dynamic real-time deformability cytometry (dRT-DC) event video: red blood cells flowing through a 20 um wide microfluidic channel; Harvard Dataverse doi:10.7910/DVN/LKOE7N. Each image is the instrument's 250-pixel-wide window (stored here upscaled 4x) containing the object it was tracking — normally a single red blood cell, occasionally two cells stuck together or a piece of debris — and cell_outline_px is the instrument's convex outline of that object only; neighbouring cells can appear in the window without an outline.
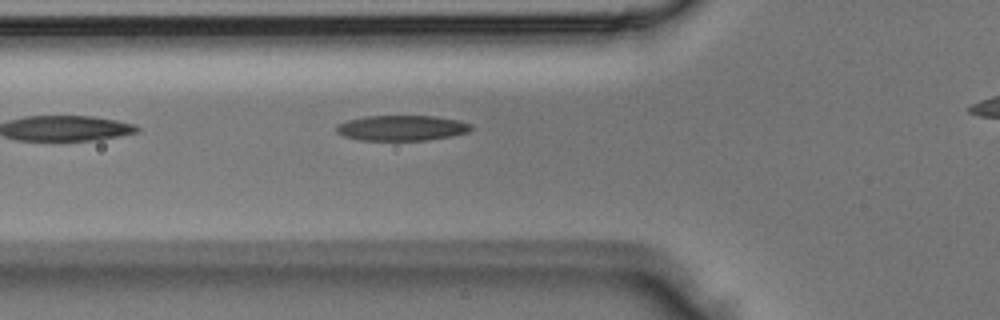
{"species": "Egyptian fruit bat (a non-hibernating species)", "species_latin": "Rousettus aegyptiacus", "temperature_condition": "room temperature", "stored_images_in_passage": 5, "camera_frame_rate_fps": 3000, "um_per_image_px": 0.085, "animal": {"sex": "male"}, "frame": {"image": 1, "passage_image": 4, "time_ms": 1.0, "image_size_px": [1000, 320], "cell_outline_px": [[472, 128], [468, 132], [452, 136], [428, 140], [360, 140], [344, 136], [336, 132], [336, 124], [348, 120], [368, 116], [436, 116], [456, 120], [472, 124]], "centroid_in_image_um": [34.14, 10.88], "position_along_channel_um": 91.7, "area_um2": 19.88}}